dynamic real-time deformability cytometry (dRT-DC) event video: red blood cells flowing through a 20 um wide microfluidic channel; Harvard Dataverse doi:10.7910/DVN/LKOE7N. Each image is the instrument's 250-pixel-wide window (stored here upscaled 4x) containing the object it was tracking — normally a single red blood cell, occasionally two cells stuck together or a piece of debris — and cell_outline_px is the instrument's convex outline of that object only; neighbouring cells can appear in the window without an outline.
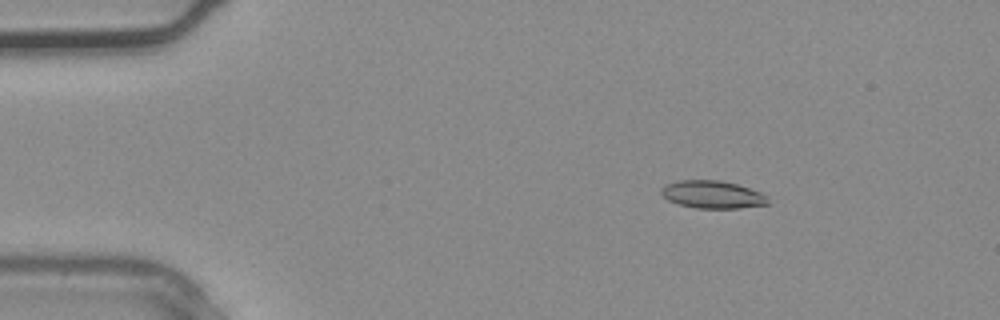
{"species": "common noctule bat (a hibernating species)", "species_latin": "Nyctalus noctula", "temperature_condition": "warm", "stored_images_in_passage": 36, "camera_frame_rate_fps": 3000, "um_per_image_px": 0.085, "animal": {"sex": "male", "body_mass_g": 20.4}, "frame": {"image": 1, "passage_image": 5, "time_ms": 1.333, "image_size_px": [1000, 320], "cell_outline_px": [[768, 204], [740, 208], [696, 208], [680, 204], [668, 200], [660, 192], [660, 188], [668, 184], [680, 180], [720, 180], [736, 184], [760, 192], [768, 196]], "centroid_in_image_um": [60.57, 16.53], "position_along_channel_um": 24.4, "area_um2": 17.05}}
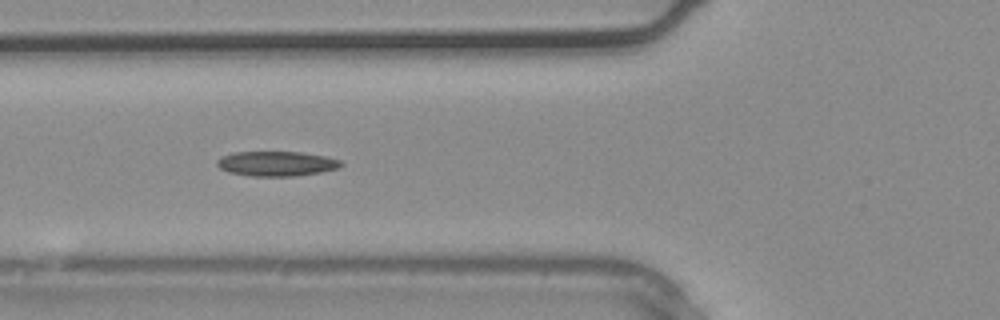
{"frame": {"image": 2, "passage_image": 13, "time_ms": 4.0, "image_size_px": [1000, 320], "cell_outline_px": [[344, 164], [340, 168], [320, 172], [296, 176], [252, 176], [228, 172], [220, 168], [216, 164], [216, 160], [220, 156], [232, 152], [300, 152], [328, 156], [340, 160]], "centroid_in_image_um": [23.51, 13.9], "position_along_channel_um": 102.3, "area_um2": 18.15}}
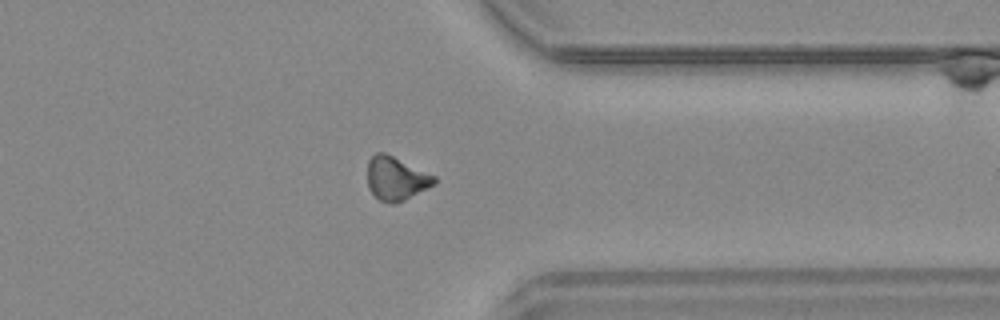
{"frame": {"image": 3, "passage_image": 28, "time_ms": 9.0, "image_size_px": [1000, 320], "cell_outline_px": [[436, 184], [396, 204], [392, 204], [380, 200], [368, 188], [368, 160], [376, 152], [384, 152], [436, 176]], "centroid_in_image_um": [33.67, 15.17], "position_along_channel_um": 377.7, "area_um2": 16.88}}